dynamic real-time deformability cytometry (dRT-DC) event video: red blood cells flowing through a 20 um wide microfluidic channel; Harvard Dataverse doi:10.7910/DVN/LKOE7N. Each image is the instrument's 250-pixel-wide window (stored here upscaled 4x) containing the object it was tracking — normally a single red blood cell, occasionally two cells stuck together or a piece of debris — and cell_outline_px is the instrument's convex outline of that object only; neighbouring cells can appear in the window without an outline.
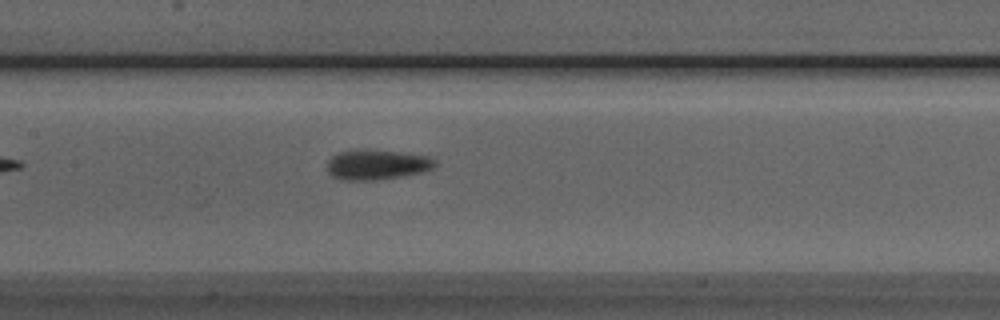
{"species": "Egyptian fruit bat (a non-hibernating species)", "species_latin": "Rousettus aegyptiacus", "temperature_condition": "room temperature", "stored_images_in_passage": 24, "camera_frame_rate_fps": 3000, "um_per_image_px": 0.085, "animal": {"sex": "male"}, "frame": {"image": 1, "passage_image": 11, "time_ms": 3.333, "image_size_px": [1000, 320], "cell_outline_px": [[436, 164], [432, 168], [424, 172], [380, 180], [344, 180], [332, 176], [328, 172], [328, 160], [332, 156], [340, 152], [368, 148], [400, 152], [428, 156], [436, 160]], "centroid_in_image_um": [32.05, 13.99], "position_along_channel_um": 175.4, "area_um2": 19.07}}
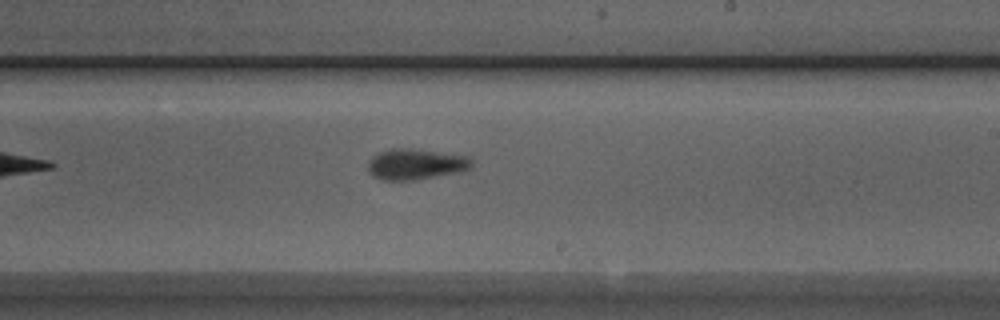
{"frame": {"image": 2, "passage_image": 17, "time_ms": 5.333, "image_size_px": [1000, 320], "cell_outline_px": [[472, 164], [468, 168], [460, 172], [412, 180], [384, 180], [372, 176], [368, 172], [368, 160], [376, 152], [392, 148], [408, 148], [472, 156]], "centroid_in_image_um": [35.3, 13.94], "position_along_channel_um": 253.7, "area_um2": 18.79}}
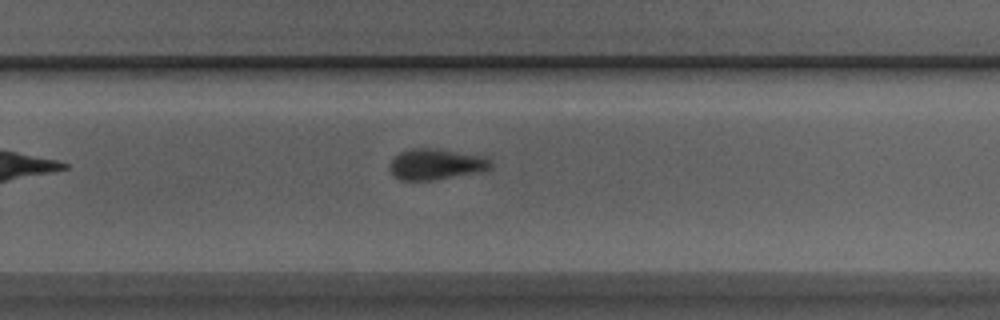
{"frame": {"image": 3, "passage_image": 20, "time_ms": 6.333, "image_size_px": [1000, 320], "cell_outline_px": [[492, 168], [484, 172], [432, 180], [400, 180], [392, 176], [388, 168], [388, 164], [400, 152], [408, 148], [436, 148], [484, 156], [492, 160]], "centroid_in_image_um": [37.07, 13.96], "position_along_channel_um": 292.7, "area_um2": 18.67}}